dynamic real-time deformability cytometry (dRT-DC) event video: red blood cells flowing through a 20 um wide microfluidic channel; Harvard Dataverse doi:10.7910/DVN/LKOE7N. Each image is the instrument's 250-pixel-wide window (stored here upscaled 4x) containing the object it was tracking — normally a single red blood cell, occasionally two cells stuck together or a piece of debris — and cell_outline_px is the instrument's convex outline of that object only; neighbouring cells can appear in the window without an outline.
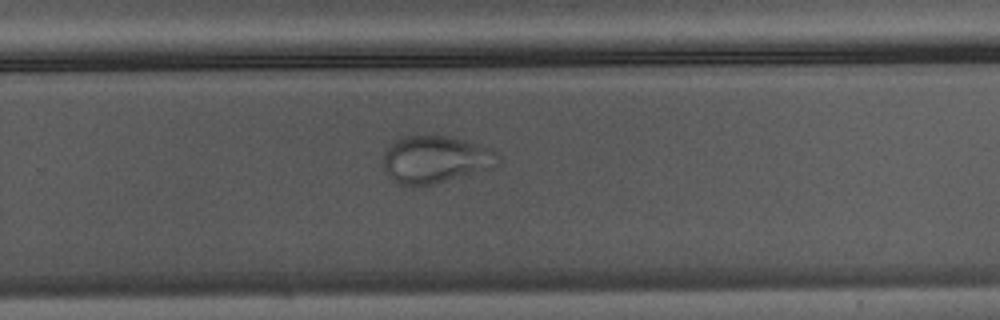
{"species": "Egyptian fruit bat (a non-hibernating species)", "species_latin": "Rousettus aegyptiacus", "temperature_condition": "warm", "stored_images_in_passage": 35, "camera_frame_rate_fps": 3000, "um_per_image_px": 0.085, "animal": {"sex": "male"}, "frame": {"image": 1, "passage_image": 20, "time_ms": 6.333, "image_size_px": [1000, 320], "cell_outline_px": [[500, 160], [496, 164], [476, 172], [432, 184], [400, 184], [392, 180], [388, 176], [384, 168], [384, 152], [400, 136], [416, 132], [436, 132], [492, 148], [500, 156]], "centroid_in_image_um": [36.97, 13.46], "position_along_channel_um": 292.8, "area_um2": 32.08}}
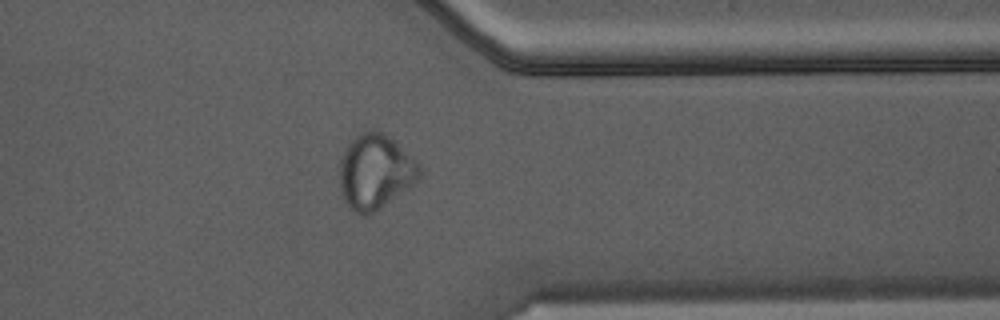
{"frame": {"image": 2, "passage_image": 26, "time_ms": 8.333, "image_size_px": [1000, 320], "cell_outline_px": [[424, 172], [412, 184], [380, 208], [364, 216], [352, 212], [344, 200], [340, 188], [340, 160], [344, 148], [352, 136], [360, 132], [384, 132], [416, 160], [420, 164]], "centroid_in_image_um": [31.87, 14.58], "position_along_channel_um": 379.5, "area_um2": 34.74}}